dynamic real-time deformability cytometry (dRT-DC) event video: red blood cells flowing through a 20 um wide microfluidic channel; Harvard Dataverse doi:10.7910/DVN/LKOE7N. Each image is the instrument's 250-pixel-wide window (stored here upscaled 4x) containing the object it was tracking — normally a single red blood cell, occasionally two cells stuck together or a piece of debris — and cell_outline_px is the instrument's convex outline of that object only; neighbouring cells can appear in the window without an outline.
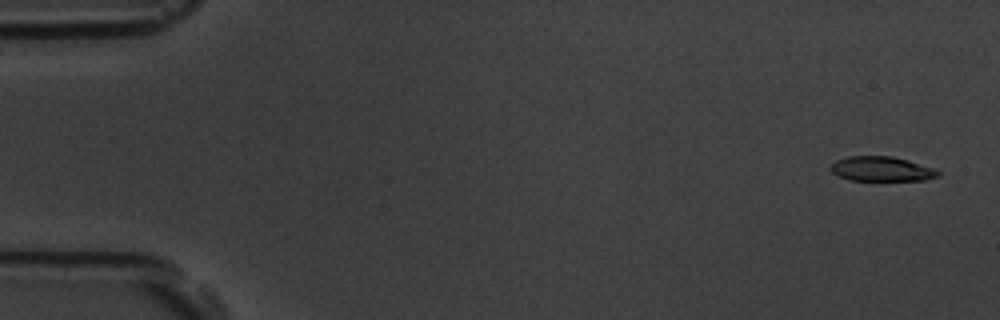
{"species": "common noctule bat (a hibernating species)", "species_latin": "Nyctalus noctula", "temperature_condition": "room temperature", "stored_images_in_passage": 5, "camera_frame_rate_fps": 3000, "um_per_image_px": 0.085, "animal": {"sex": "male", "body_mass_g": 19.5, "forearm_length_mm": 54.6}, "frame": {"image": 1, "passage_image": 1, "time_ms": 0.0, "image_size_px": [1000, 320], "cell_outline_px": [[940, 176], [924, 180], [848, 180], [832, 172], [828, 168], [836, 160], [848, 156], [892, 156], [932, 168], [940, 172]], "centroid_in_image_um": [74.89, 14.36], "position_along_channel_um": 10.1, "area_um2": 15.26}}
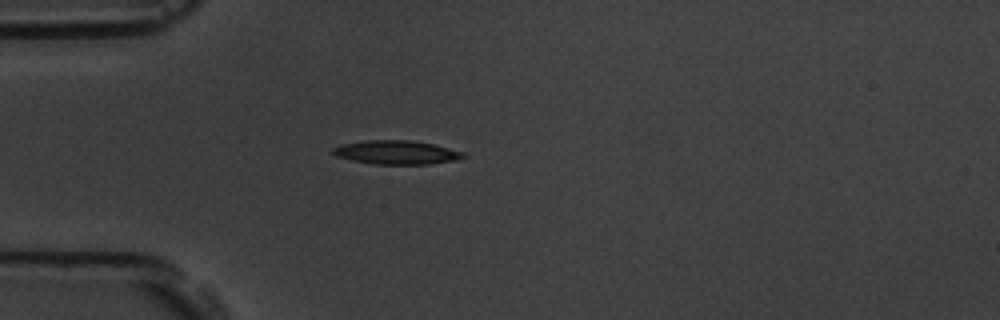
{"frame": {"image": 2, "passage_image": 5, "time_ms": 4.667, "image_size_px": [1000, 320], "cell_outline_px": [[464, 156], [456, 160], [428, 164], [372, 164], [352, 160], [336, 156], [332, 152], [332, 148], [340, 144], [364, 140], [412, 140], [432, 144], [464, 152]], "centroid_in_image_um": [33.64, 12.95], "position_along_channel_um": 51.4, "area_um2": 18.03}}